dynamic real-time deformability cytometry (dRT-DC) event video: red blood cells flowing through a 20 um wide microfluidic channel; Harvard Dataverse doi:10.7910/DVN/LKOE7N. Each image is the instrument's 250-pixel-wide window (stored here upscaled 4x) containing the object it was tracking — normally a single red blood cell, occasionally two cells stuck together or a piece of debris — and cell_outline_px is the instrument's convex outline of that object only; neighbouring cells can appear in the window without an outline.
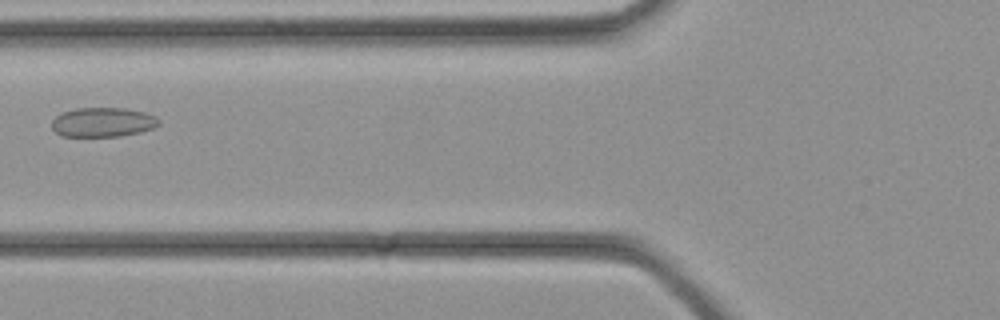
{"species": "common noctule bat (a hibernating species)", "species_latin": "Nyctalus noctula", "temperature_condition": "cold", "stored_images_in_passage": 34, "camera_frame_rate_fps": 3000, "um_per_image_px": 0.085, "animal": {"sex": "female", "body_mass_g": 21.9}, "frame": {"image": 1, "passage_image": 13, "time_ms": 4.0, "image_size_px": [1000, 320], "cell_outline_px": [[160, 124], [152, 128], [140, 132], [120, 136], [60, 136], [52, 128], [52, 120], [56, 116], [64, 112], [76, 108], [124, 108], [144, 112], [156, 116], [160, 120]], "centroid_in_image_um": [8.75, 10.39], "position_along_channel_um": 117.0, "area_um2": 18.32}}
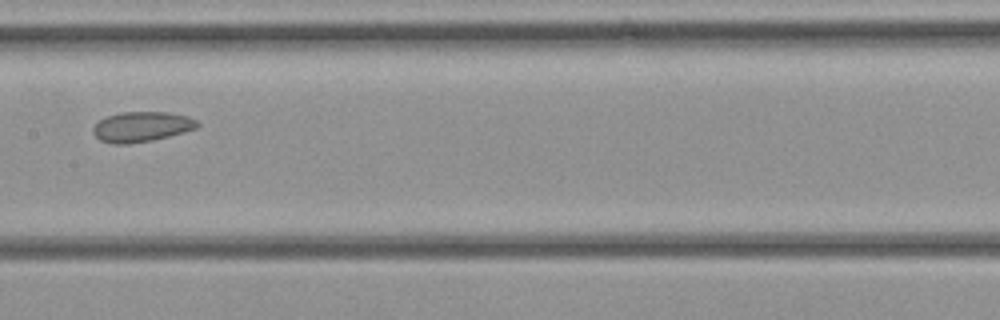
{"frame": {"image": 2, "passage_image": 17, "time_ms": 5.333, "image_size_px": [1000, 320], "cell_outline_px": [[200, 124], [196, 128], [184, 132], [152, 140], [128, 144], [112, 144], [100, 140], [92, 132], [92, 128], [100, 120], [108, 116], [124, 112], [168, 112], [188, 116], [196, 120]], "centroid_in_image_um": [12.04, 10.77], "position_along_channel_um": 195.4, "area_um2": 18.21}}
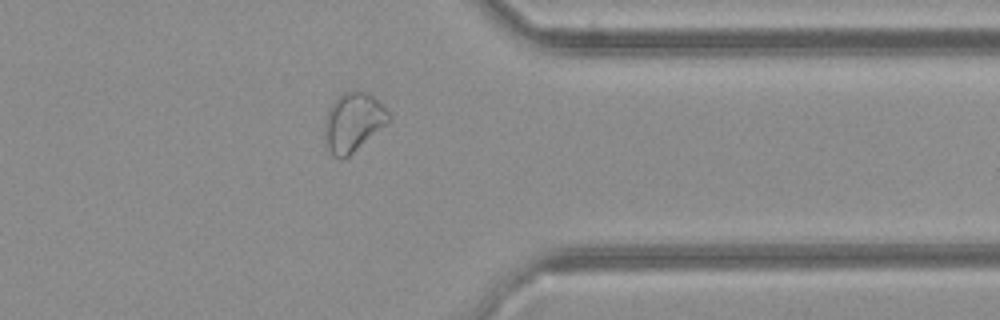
{"frame": {"image": 3, "passage_image": 27, "time_ms": 8.667, "image_size_px": [1000, 320], "cell_outline_px": [[392, 120], [388, 124], [348, 156], [332, 156], [328, 148], [324, 136], [324, 120], [332, 100], [344, 92], [356, 88], [368, 92], [392, 116]], "centroid_in_image_um": [30.02, 10.33], "position_along_channel_um": 381.4, "area_um2": 22.2}}